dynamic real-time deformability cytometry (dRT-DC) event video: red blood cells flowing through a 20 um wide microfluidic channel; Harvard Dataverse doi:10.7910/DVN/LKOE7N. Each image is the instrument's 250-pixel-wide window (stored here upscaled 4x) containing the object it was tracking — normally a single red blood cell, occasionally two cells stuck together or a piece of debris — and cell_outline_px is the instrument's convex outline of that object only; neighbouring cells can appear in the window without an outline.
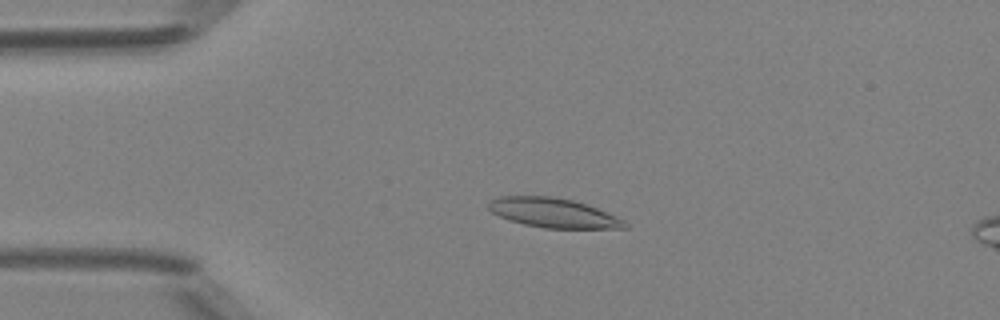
{"species": "Egyptian fruit bat (a non-hibernating species)", "species_latin": "Rousettus aegyptiacus", "temperature_condition": "room temperature", "stored_images_in_passage": 49, "camera_frame_rate_fps": 3000, "um_per_image_px": 0.085, "animal": {"sex": "female"}, "frame": {"image": 1, "passage_image": 11, "time_ms": 3.333, "image_size_px": [1000, 320], "cell_outline_px": [[628, 228], [544, 228], [524, 224], [500, 216], [492, 212], [488, 208], [488, 200], [500, 196], [552, 196], [572, 200], [596, 208], [616, 216], [624, 220], [628, 224]], "centroid_in_image_um": [47.02, 18.09], "position_along_channel_um": 38.0, "area_um2": 23.18}}
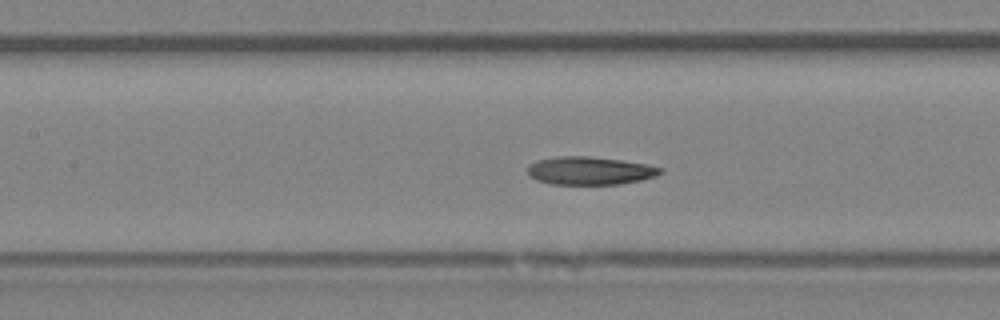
{"frame": {"image": 2, "passage_image": 22, "time_ms": 7.0, "image_size_px": [1000, 320], "cell_outline_px": [[664, 172], [656, 176], [640, 180], [620, 184], [552, 184], [536, 180], [528, 176], [528, 164], [536, 160], [556, 156], [588, 156], [620, 160], [648, 164], [664, 168]], "centroid_in_image_um": [50.13, 14.5], "position_along_channel_um": 157.3, "area_um2": 21.91}}
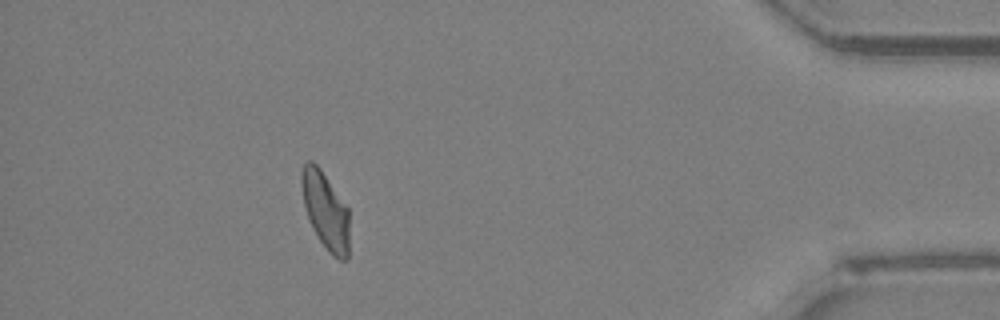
{"frame": {"image": 3, "passage_image": 44, "time_ms": 14.333, "image_size_px": [1000, 320], "cell_outline_px": [[348, 260], [340, 260], [332, 256], [328, 252], [312, 228], [304, 204], [300, 180], [300, 172], [304, 164], [308, 160], [312, 160], [320, 168], [348, 208]], "centroid_in_image_um": [27.65, 17.89], "position_along_channel_um": 407.5, "area_um2": 21.39}, "authors_computed_cell_mechanics": {"area_um2": 22.1374, "velocity_mm_per_s": 4.1392, "shape_relaxation_time_tau1_ms": null, "shape_relaxation_time_tau2_ms": 3.5738, "deformation_change_tau1": null, "deformation_change_tau2": 0.1003}}